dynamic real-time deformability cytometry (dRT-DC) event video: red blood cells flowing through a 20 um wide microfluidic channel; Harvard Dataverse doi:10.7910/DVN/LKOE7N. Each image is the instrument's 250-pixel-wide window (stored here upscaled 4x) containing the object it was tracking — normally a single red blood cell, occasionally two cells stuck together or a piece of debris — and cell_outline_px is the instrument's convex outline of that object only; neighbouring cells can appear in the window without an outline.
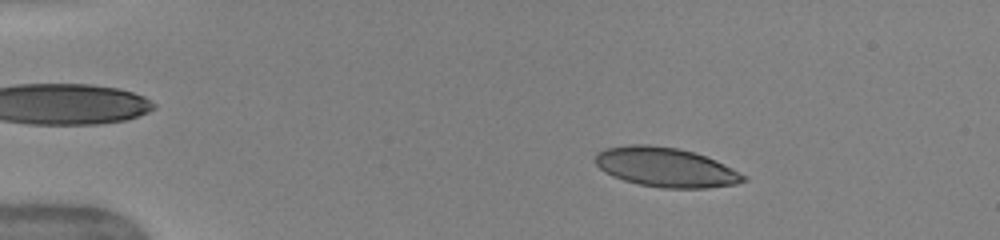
{"species": "human", "species_latin": "Homo sapiens", "temperature_condition": "warm", "stored_images_in_passage": 50, "camera_frame_rate_fps": 3000, "um_per_image_px": 0.085, "donor": {"sex": "female"}, "frame": {"image": 1, "passage_image": 8, "time_ms": 2.333, "image_size_px": [1000, 240], "cell_outline_px": [[748, 180], [736, 184], [708, 188], [660, 188], [640, 184], [624, 180], [612, 176], [604, 172], [596, 164], [596, 152], [604, 148], [628, 144], [648, 144], [676, 148], [692, 152], [716, 160], [748, 176]], "centroid_in_image_um": [56.59, 14.22], "position_along_channel_um": 28.4, "area_um2": 34.16}}
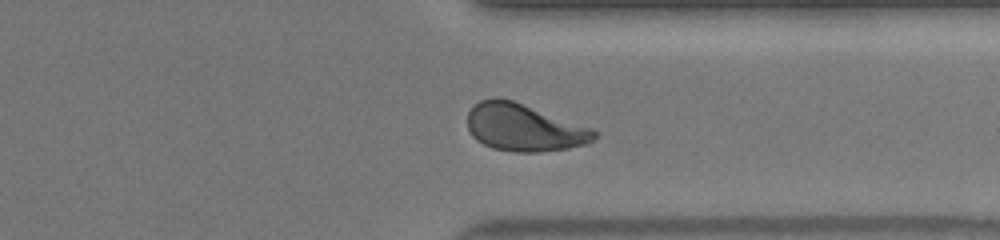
{"frame": {"image": 2, "passage_image": 39, "time_ms": 12.667, "image_size_px": [1000, 240], "cell_outline_px": [[596, 136], [588, 144], [568, 148], [540, 152], [516, 152], [492, 148], [476, 140], [472, 136], [468, 128], [468, 112], [480, 100], [492, 96], [496, 96], [512, 100], [592, 128], [596, 132]], "centroid_in_image_um": [44.52, 10.84], "position_along_channel_um": 366.9, "area_um2": 34.91}}
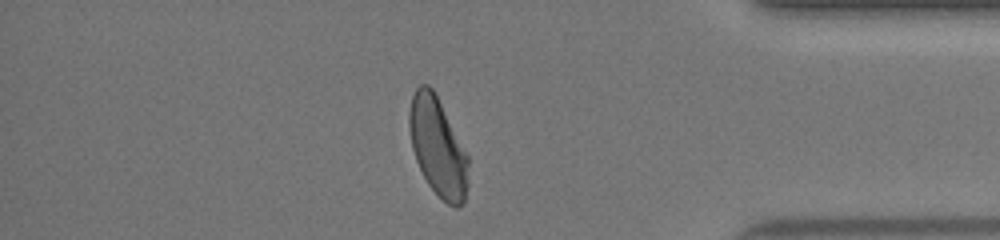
{"frame": {"image": 3, "passage_image": 43, "time_ms": 14.0, "image_size_px": [1000, 240], "cell_outline_px": [[468, 184], [464, 200], [456, 208], [448, 204], [428, 184], [416, 160], [412, 148], [408, 124], [408, 112], [412, 96], [416, 88], [420, 84], [428, 84], [432, 88], [468, 156]], "centroid_in_image_um": [37.19, 12.48], "position_along_channel_um": 398.0, "area_um2": 33.35}, "authors_computed_cell_mechanics": {"area_um2": 34.4488, "velocity_mm_per_s": 4.0196, "shape_relaxation_time_tau1_ms": 4.3989, "shape_relaxation_time_tau2_ms": 0.763, "deformation_change_tau1": 0.1704, "deformation_change_tau2": 0.0669}}